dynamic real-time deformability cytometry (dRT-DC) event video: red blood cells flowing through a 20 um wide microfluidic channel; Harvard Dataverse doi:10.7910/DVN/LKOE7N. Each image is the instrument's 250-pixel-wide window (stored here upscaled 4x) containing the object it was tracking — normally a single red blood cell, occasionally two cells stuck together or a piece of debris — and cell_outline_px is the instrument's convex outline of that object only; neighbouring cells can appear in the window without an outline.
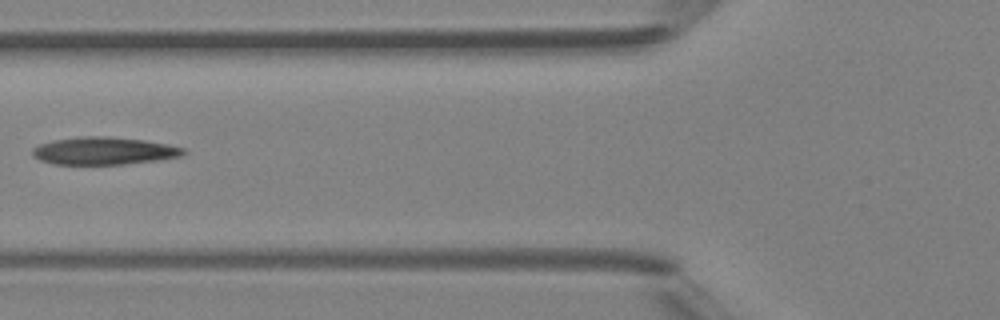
{"species": "Egyptian fruit bat (a non-hibernating species)", "species_latin": "Rousettus aegyptiacus", "temperature_condition": "room temperature", "stored_images_in_passage": 4, "camera_frame_rate_fps": 3000, "um_per_image_px": 0.085, "animal": {"sex": "female"}, "frame": {"image": 1, "passage_image": 4, "time_ms": 3.333, "image_size_px": [1000, 320], "cell_outline_px": [[188, 152], [180, 156], [160, 160], [124, 164], [52, 164], [40, 160], [32, 156], [32, 148], [40, 144], [52, 140], [80, 136], [108, 136], [144, 140], [168, 144], [184, 148]], "centroid_in_image_um": [8.83, 12.82], "position_along_channel_um": 117.0, "area_um2": 24.45}}